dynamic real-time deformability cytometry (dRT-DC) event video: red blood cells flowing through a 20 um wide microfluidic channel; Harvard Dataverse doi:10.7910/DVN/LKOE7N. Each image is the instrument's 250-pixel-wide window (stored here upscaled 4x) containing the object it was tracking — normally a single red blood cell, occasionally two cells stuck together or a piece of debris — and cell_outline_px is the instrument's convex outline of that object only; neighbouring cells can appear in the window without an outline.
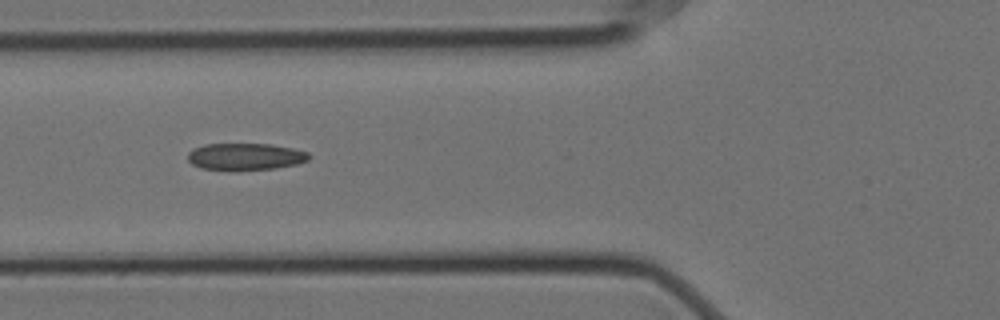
{"species": "Egyptian fruit bat (a non-hibernating species)", "species_latin": "Rousettus aegyptiacus", "temperature_condition": "cold", "stored_images_in_passage": 7, "camera_frame_rate_fps": 3000, "um_per_image_px": 0.085, "animal": {"sex": "female"}, "frame": {"image": 1, "passage_image": 6, "time_ms": 1.667, "image_size_px": [1000, 320], "cell_outline_px": [[312, 156], [308, 160], [296, 164], [276, 168], [200, 168], [192, 164], [188, 160], [188, 152], [192, 148], [204, 144], [272, 144], [292, 148], [308, 152]], "centroid_in_image_um": [20.87, 13.27], "position_along_channel_um": 104.9, "area_um2": 18.5}}
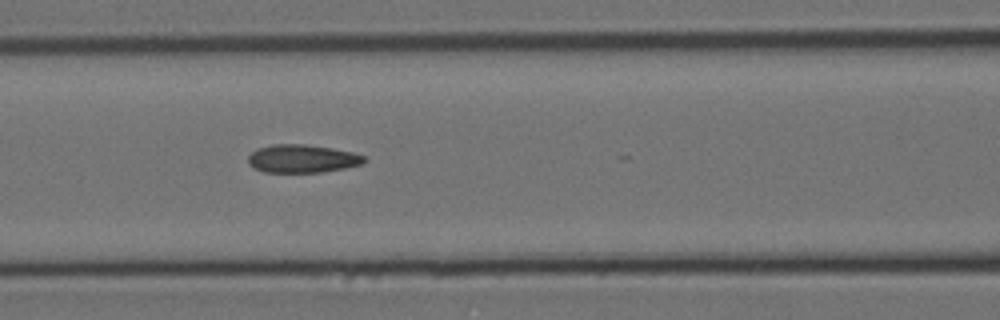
{"frame": {"image": 2, "passage_image": 7, "time_ms": 2.0, "image_size_px": [1000, 320], "cell_outline_px": [[368, 160], [364, 164], [344, 168], [320, 172], [264, 172], [252, 168], [248, 164], [248, 156], [252, 152], [260, 148], [272, 144], [304, 144], [332, 148], [352, 152], [364, 156]], "centroid_in_image_um": [25.69, 13.49], "position_along_channel_um": 140.9, "area_um2": 19.07}}